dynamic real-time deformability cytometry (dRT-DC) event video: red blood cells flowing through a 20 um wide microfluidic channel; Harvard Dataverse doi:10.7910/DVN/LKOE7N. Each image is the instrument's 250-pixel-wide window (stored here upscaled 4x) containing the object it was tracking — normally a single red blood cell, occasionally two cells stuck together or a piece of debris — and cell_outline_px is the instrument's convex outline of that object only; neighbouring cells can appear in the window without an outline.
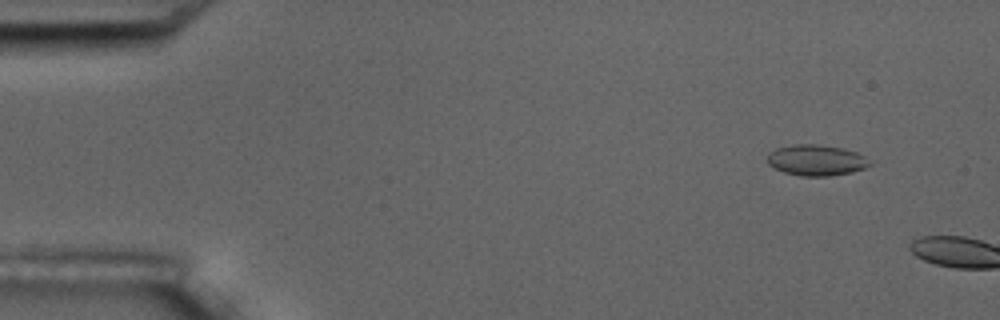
{"species": "common noctule bat (a hibernating species)", "species_latin": "Nyctalus noctula", "temperature_condition": "room temperature", "stored_images_in_passage": 3, "camera_frame_rate_fps": 3000, "um_per_image_px": 0.085, "animal": {"sex": "male", "body_mass_g": 17.5, "forearm_length_mm": 52.3}, "frame": {"image": 1, "passage_image": 2, "time_ms": 1.333, "image_size_px": [1000, 320], "cell_outline_px": [[872, 164], [864, 168], [852, 172], [828, 176], [800, 176], [784, 172], [768, 164], [768, 152], [776, 148], [792, 144], [820, 144], [844, 148], [856, 152], [864, 156]], "centroid_in_image_um": [69.37, 13.6], "position_along_channel_um": 15.6, "area_um2": 18.5}}